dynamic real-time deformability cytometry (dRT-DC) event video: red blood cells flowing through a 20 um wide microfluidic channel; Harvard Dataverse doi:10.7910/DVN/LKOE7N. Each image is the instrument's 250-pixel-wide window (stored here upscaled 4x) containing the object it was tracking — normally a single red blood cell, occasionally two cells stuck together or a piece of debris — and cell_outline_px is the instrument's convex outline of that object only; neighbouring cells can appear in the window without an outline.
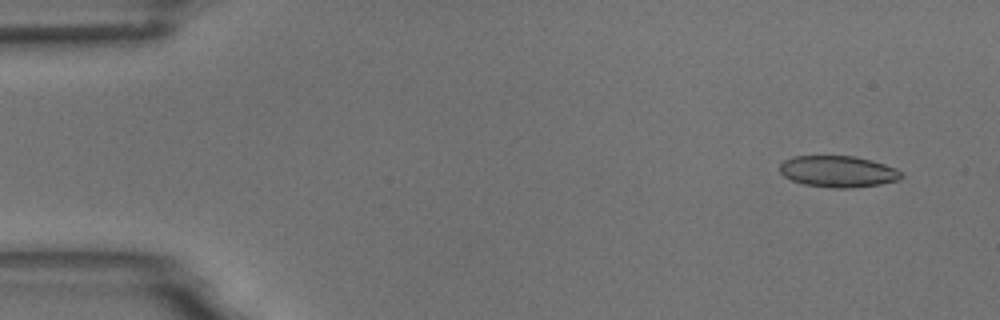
{"species": "common noctule bat (a hibernating species)", "species_latin": "Nyctalus noctula", "temperature_condition": "room temperature", "stored_images_in_passage": 6, "camera_frame_rate_fps": 3000, "um_per_image_px": 0.085, "animal": {"sex": "male", "body_mass_g": 18.8}, "frame": {"image": 1, "passage_image": 1, "time_ms": 0.0, "image_size_px": [1000, 320], "cell_outline_px": [[904, 176], [900, 180], [880, 184], [852, 188], [832, 188], [804, 184], [792, 180], [784, 176], [780, 172], [780, 164], [784, 160], [792, 156], [856, 156], [872, 160], [896, 168]], "centroid_in_image_um": [71.25, 14.57], "position_along_channel_um": 13.8, "area_um2": 22.37}}
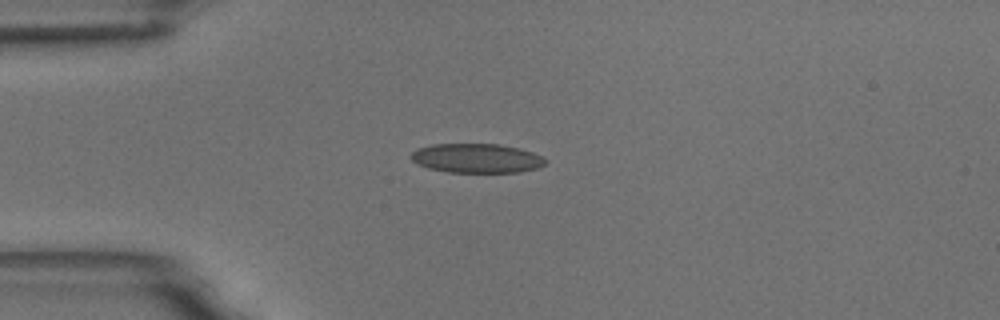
{"frame": {"image": 2, "passage_image": 4, "time_ms": 3.333, "image_size_px": [1000, 320], "cell_outline_px": [[548, 160], [540, 168], [516, 172], [448, 172], [428, 168], [416, 164], [408, 156], [416, 148], [432, 144], [496, 144], [520, 148], [544, 156]], "centroid_in_image_um": [40.5, 13.45], "position_along_channel_um": 44.5, "area_um2": 23.18}}
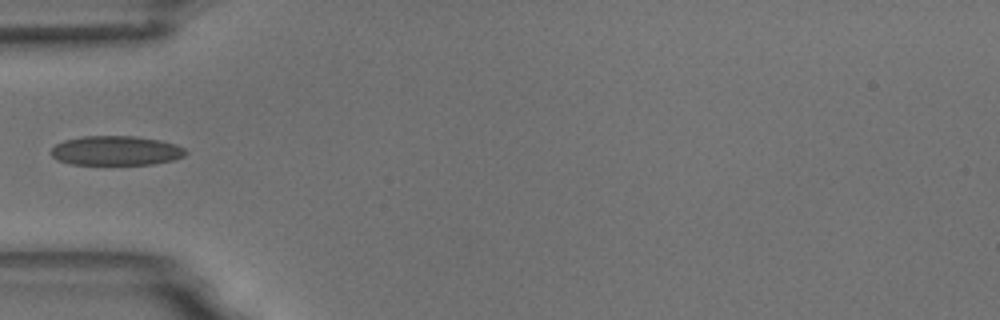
{"frame": {"image": 3, "passage_image": 5, "time_ms": 4.667, "image_size_px": [1000, 320], "cell_outline_px": [[188, 152], [184, 156], [176, 160], [152, 164], [72, 164], [56, 160], [48, 152], [56, 144], [64, 140], [84, 136], [136, 136], [160, 140], [176, 144], [184, 148]], "centroid_in_image_um": [9.86, 12.8], "position_along_channel_um": 75.1, "area_um2": 23.29}}